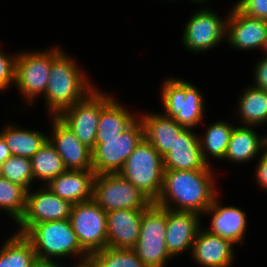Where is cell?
Segmentation results:
<instances>
[{"instance_id": "cell-1", "label": "cell", "mask_w": 267, "mask_h": 267, "mask_svg": "<svg viewBox=\"0 0 267 267\" xmlns=\"http://www.w3.org/2000/svg\"><path fill=\"white\" fill-rule=\"evenodd\" d=\"M215 176L213 169L164 170L161 192L154 203L202 216L219 195Z\"/></svg>"}, {"instance_id": "cell-2", "label": "cell", "mask_w": 267, "mask_h": 267, "mask_svg": "<svg viewBox=\"0 0 267 267\" xmlns=\"http://www.w3.org/2000/svg\"><path fill=\"white\" fill-rule=\"evenodd\" d=\"M86 74L72 55L58 45L52 46L51 70L43 95L49 116H58L96 88Z\"/></svg>"}, {"instance_id": "cell-3", "label": "cell", "mask_w": 267, "mask_h": 267, "mask_svg": "<svg viewBox=\"0 0 267 267\" xmlns=\"http://www.w3.org/2000/svg\"><path fill=\"white\" fill-rule=\"evenodd\" d=\"M24 235L39 260L59 262V259H81L89 255L81 247L70 219L34 224Z\"/></svg>"}, {"instance_id": "cell-4", "label": "cell", "mask_w": 267, "mask_h": 267, "mask_svg": "<svg viewBox=\"0 0 267 267\" xmlns=\"http://www.w3.org/2000/svg\"><path fill=\"white\" fill-rule=\"evenodd\" d=\"M161 103L167 117L185 128L201 126L205 117V99L198 86L178 77L165 78L161 83Z\"/></svg>"}, {"instance_id": "cell-5", "label": "cell", "mask_w": 267, "mask_h": 267, "mask_svg": "<svg viewBox=\"0 0 267 267\" xmlns=\"http://www.w3.org/2000/svg\"><path fill=\"white\" fill-rule=\"evenodd\" d=\"M153 203L161 192L164 166L159 152L143 139L118 172Z\"/></svg>"}, {"instance_id": "cell-6", "label": "cell", "mask_w": 267, "mask_h": 267, "mask_svg": "<svg viewBox=\"0 0 267 267\" xmlns=\"http://www.w3.org/2000/svg\"><path fill=\"white\" fill-rule=\"evenodd\" d=\"M167 208L152 203L143 211L139 239L134 247L147 267H166L173 258L166 246Z\"/></svg>"}, {"instance_id": "cell-7", "label": "cell", "mask_w": 267, "mask_h": 267, "mask_svg": "<svg viewBox=\"0 0 267 267\" xmlns=\"http://www.w3.org/2000/svg\"><path fill=\"white\" fill-rule=\"evenodd\" d=\"M143 139L144 129L139 117L116 137L96 139L92 150V167L95 175L118 173Z\"/></svg>"}, {"instance_id": "cell-8", "label": "cell", "mask_w": 267, "mask_h": 267, "mask_svg": "<svg viewBox=\"0 0 267 267\" xmlns=\"http://www.w3.org/2000/svg\"><path fill=\"white\" fill-rule=\"evenodd\" d=\"M16 53L15 86L31 107L46 91L52 64V47L48 50H22Z\"/></svg>"}, {"instance_id": "cell-9", "label": "cell", "mask_w": 267, "mask_h": 267, "mask_svg": "<svg viewBox=\"0 0 267 267\" xmlns=\"http://www.w3.org/2000/svg\"><path fill=\"white\" fill-rule=\"evenodd\" d=\"M93 200L105 211L147 209L153 202L119 173L95 175Z\"/></svg>"}, {"instance_id": "cell-10", "label": "cell", "mask_w": 267, "mask_h": 267, "mask_svg": "<svg viewBox=\"0 0 267 267\" xmlns=\"http://www.w3.org/2000/svg\"><path fill=\"white\" fill-rule=\"evenodd\" d=\"M103 91L96 86L84 99L66 108L57 116L91 150L95 147L102 108L114 97Z\"/></svg>"}, {"instance_id": "cell-11", "label": "cell", "mask_w": 267, "mask_h": 267, "mask_svg": "<svg viewBox=\"0 0 267 267\" xmlns=\"http://www.w3.org/2000/svg\"><path fill=\"white\" fill-rule=\"evenodd\" d=\"M199 8L194 11L190 19L185 24L181 43L186 51L191 53H202L211 51L222 41H226V23L228 13L225 18H221L218 13L209 7Z\"/></svg>"}, {"instance_id": "cell-12", "label": "cell", "mask_w": 267, "mask_h": 267, "mask_svg": "<svg viewBox=\"0 0 267 267\" xmlns=\"http://www.w3.org/2000/svg\"><path fill=\"white\" fill-rule=\"evenodd\" d=\"M70 221L89 255L107 247V214L93 199L72 205Z\"/></svg>"}, {"instance_id": "cell-13", "label": "cell", "mask_w": 267, "mask_h": 267, "mask_svg": "<svg viewBox=\"0 0 267 267\" xmlns=\"http://www.w3.org/2000/svg\"><path fill=\"white\" fill-rule=\"evenodd\" d=\"M72 205L60 198L46 185L27 191L26 210L16 224V232L25 234L34 224L70 219Z\"/></svg>"}, {"instance_id": "cell-14", "label": "cell", "mask_w": 267, "mask_h": 267, "mask_svg": "<svg viewBox=\"0 0 267 267\" xmlns=\"http://www.w3.org/2000/svg\"><path fill=\"white\" fill-rule=\"evenodd\" d=\"M228 11L226 43L238 51L262 50L267 37V21L249 17L236 6Z\"/></svg>"}, {"instance_id": "cell-15", "label": "cell", "mask_w": 267, "mask_h": 267, "mask_svg": "<svg viewBox=\"0 0 267 267\" xmlns=\"http://www.w3.org/2000/svg\"><path fill=\"white\" fill-rule=\"evenodd\" d=\"M48 140L62 158L66 170H93L92 150L84 145L57 116H50Z\"/></svg>"}, {"instance_id": "cell-16", "label": "cell", "mask_w": 267, "mask_h": 267, "mask_svg": "<svg viewBox=\"0 0 267 267\" xmlns=\"http://www.w3.org/2000/svg\"><path fill=\"white\" fill-rule=\"evenodd\" d=\"M201 215L190 211L167 208L166 246L172 258H177L192 249L199 229L202 227Z\"/></svg>"}, {"instance_id": "cell-17", "label": "cell", "mask_w": 267, "mask_h": 267, "mask_svg": "<svg viewBox=\"0 0 267 267\" xmlns=\"http://www.w3.org/2000/svg\"><path fill=\"white\" fill-rule=\"evenodd\" d=\"M219 195L213 200L211 206L204 212L205 216H212L210 225L204 229L214 235L227 239L232 243L244 244L245 231H247V213L240 207L226 206Z\"/></svg>"}, {"instance_id": "cell-18", "label": "cell", "mask_w": 267, "mask_h": 267, "mask_svg": "<svg viewBox=\"0 0 267 267\" xmlns=\"http://www.w3.org/2000/svg\"><path fill=\"white\" fill-rule=\"evenodd\" d=\"M235 244L201 227L191 249L193 260L201 267H232Z\"/></svg>"}, {"instance_id": "cell-19", "label": "cell", "mask_w": 267, "mask_h": 267, "mask_svg": "<svg viewBox=\"0 0 267 267\" xmlns=\"http://www.w3.org/2000/svg\"><path fill=\"white\" fill-rule=\"evenodd\" d=\"M145 209H121L106 212L107 246L115 249H134L139 239Z\"/></svg>"}, {"instance_id": "cell-20", "label": "cell", "mask_w": 267, "mask_h": 267, "mask_svg": "<svg viewBox=\"0 0 267 267\" xmlns=\"http://www.w3.org/2000/svg\"><path fill=\"white\" fill-rule=\"evenodd\" d=\"M194 130L185 128L177 136L172 150L163 157L164 170L212 169L203 159L199 135Z\"/></svg>"}, {"instance_id": "cell-21", "label": "cell", "mask_w": 267, "mask_h": 267, "mask_svg": "<svg viewBox=\"0 0 267 267\" xmlns=\"http://www.w3.org/2000/svg\"><path fill=\"white\" fill-rule=\"evenodd\" d=\"M143 129L144 139L150 143L163 158L176 143L177 136L185 129L173 118L164 113H138Z\"/></svg>"}, {"instance_id": "cell-22", "label": "cell", "mask_w": 267, "mask_h": 267, "mask_svg": "<svg viewBox=\"0 0 267 267\" xmlns=\"http://www.w3.org/2000/svg\"><path fill=\"white\" fill-rule=\"evenodd\" d=\"M94 170H65L46 186L60 198L76 204L93 199Z\"/></svg>"}, {"instance_id": "cell-23", "label": "cell", "mask_w": 267, "mask_h": 267, "mask_svg": "<svg viewBox=\"0 0 267 267\" xmlns=\"http://www.w3.org/2000/svg\"><path fill=\"white\" fill-rule=\"evenodd\" d=\"M230 136L229 144L226 150V155L223 160L226 162L248 163L252 159H256L267 147V134L261 136L255 131L254 127L248 125L235 124Z\"/></svg>"}, {"instance_id": "cell-24", "label": "cell", "mask_w": 267, "mask_h": 267, "mask_svg": "<svg viewBox=\"0 0 267 267\" xmlns=\"http://www.w3.org/2000/svg\"><path fill=\"white\" fill-rule=\"evenodd\" d=\"M0 135L9 147L12 156H21L31 159L34 154L48 140V134L39 130L19 128L17 124L6 123L0 130Z\"/></svg>"}, {"instance_id": "cell-25", "label": "cell", "mask_w": 267, "mask_h": 267, "mask_svg": "<svg viewBox=\"0 0 267 267\" xmlns=\"http://www.w3.org/2000/svg\"><path fill=\"white\" fill-rule=\"evenodd\" d=\"M240 125L262 126L267 122V91L249 85L243 89L237 102ZM239 115V116H238ZM241 121V122H240Z\"/></svg>"}, {"instance_id": "cell-26", "label": "cell", "mask_w": 267, "mask_h": 267, "mask_svg": "<svg viewBox=\"0 0 267 267\" xmlns=\"http://www.w3.org/2000/svg\"><path fill=\"white\" fill-rule=\"evenodd\" d=\"M115 96L102 108L96 139H111L121 134L138 117L121 105Z\"/></svg>"}, {"instance_id": "cell-27", "label": "cell", "mask_w": 267, "mask_h": 267, "mask_svg": "<svg viewBox=\"0 0 267 267\" xmlns=\"http://www.w3.org/2000/svg\"><path fill=\"white\" fill-rule=\"evenodd\" d=\"M233 128L232 123L218 120L206 128L203 136L199 135L202 156L208 165L212 166V157L217 160L224 159Z\"/></svg>"}, {"instance_id": "cell-28", "label": "cell", "mask_w": 267, "mask_h": 267, "mask_svg": "<svg viewBox=\"0 0 267 267\" xmlns=\"http://www.w3.org/2000/svg\"><path fill=\"white\" fill-rule=\"evenodd\" d=\"M37 255L30 240L15 232L0 248V267H32Z\"/></svg>"}, {"instance_id": "cell-29", "label": "cell", "mask_w": 267, "mask_h": 267, "mask_svg": "<svg viewBox=\"0 0 267 267\" xmlns=\"http://www.w3.org/2000/svg\"><path fill=\"white\" fill-rule=\"evenodd\" d=\"M31 165L34 181H41L40 185L48 184L66 170L62 158L49 140L31 158Z\"/></svg>"}, {"instance_id": "cell-30", "label": "cell", "mask_w": 267, "mask_h": 267, "mask_svg": "<svg viewBox=\"0 0 267 267\" xmlns=\"http://www.w3.org/2000/svg\"><path fill=\"white\" fill-rule=\"evenodd\" d=\"M27 190L0 176V211L5 212L15 225L26 210Z\"/></svg>"}, {"instance_id": "cell-31", "label": "cell", "mask_w": 267, "mask_h": 267, "mask_svg": "<svg viewBox=\"0 0 267 267\" xmlns=\"http://www.w3.org/2000/svg\"><path fill=\"white\" fill-rule=\"evenodd\" d=\"M99 267H147L133 249L105 247L91 255Z\"/></svg>"}, {"instance_id": "cell-32", "label": "cell", "mask_w": 267, "mask_h": 267, "mask_svg": "<svg viewBox=\"0 0 267 267\" xmlns=\"http://www.w3.org/2000/svg\"><path fill=\"white\" fill-rule=\"evenodd\" d=\"M0 176L21 185L29 191L33 187L32 183H34L31 159L11 155L3 162Z\"/></svg>"}, {"instance_id": "cell-33", "label": "cell", "mask_w": 267, "mask_h": 267, "mask_svg": "<svg viewBox=\"0 0 267 267\" xmlns=\"http://www.w3.org/2000/svg\"><path fill=\"white\" fill-rule=\"evenodd\" d=\"M0 46V92L15 85L17 54L8 55ZM11 86V87H10Z\"/></svg>"}, {"instance_id": "cell-34", "label": "cell", "mask_w": 267, "mask_h": 267, "mask_svg": "<svg viewBox=\"0 0 267 267\" xmlns=\"http://www.w3.org/2000/svg\"><path fill=\"white\" fill-rule=\"evenodd\" d=\"M236 7L249 17L267 21V0H242Z\"/></svg>"}, {"instance_id": "cell-35", "label": "cell", "mask_w": 267, "mask_h": 267, "mask_svg": "<svg viewBox=\"0 0 267 267\" xmlns=\"http://www.w3.org/2000/svg\"><path fill=\"white\" fill-rule=\"evenodd\" d=\"M255 65L252 71L254 72L252 85L267 91V57L262 56Z\"/></svg>"}, {"instance_id": "cell-36", "label": "cell", "mask_w": 267, "mask_h": 267, "mask_svg": "<svg viewBox=\"0 0 267 267\" xmlns=\"http://www.w3.org/2000/svg\"><path fill=\"white\" fill-rule=\"evenodd\" d=\"M260 159L255 168L256 186H260L263 190H267V147L260 154Z\"/></svg>"}, {"instance_id": "cell-37", "label": "cell", "mask_w": 267, "mask_h": 267, "mask_svg": "<svg viewBox=\"0 0 267 267\" xmlns=\"http://www.w3.org/2000/svg\"><path fill=\"white\" fill-rule=\"evenodd\" d=\"M75 262V265H73L72 267H99V265L91 255H88L87 257L81 259H77V261ZM60 267L67 266H64L62 263H60Z\"/></svg>"}, {"instance_id": "cell-38", "label": "cell", "mask_w": 267, "mask_h": 267, "mask_svg": "<svg viewBox=\"0 0 267 267\" xmlns=\"http://www.w3.org/2000/svg\"><path fill=\"white\" fill-rule=\"evenodd\" d=\"M10 156L11 153L9 151V147L6 145L5 141L0 135V172L3 166V162H5Z\"/></svg>"}, {"instance_id": "cell-39", "label": "cell", "mask_w": 267, "mask_h": 267, "mask_svg": "<svg viewBox=\"0 0 267 267\" xmlns=\"http://www.w3.org/2000/svg\"><path fill=\"white\" fill-rule=\"evenodd\" d=\"M32 267H60V262L37 259Z\"/></svg>"}, {"instance_id": "cell-40", "label": "cell", "mask_w": 267, "mask_h": 267, "mask_svg": "<svg viewBox=\"0 0 267 267\" xmlns=\"http://www.w3.org/2000/svg\"><path fill=\"white\" fill-rule=\"evenodd\" d=\"M262 50H263V52L265 51V52H264L265 55H263V56L267 57V37H266V39H265V43H264V45H263Z\"/></svg>"}, {"instance_id": "cell-41", "label": "cell", "mask_w": 267, "mask_h": 267, "mask_svg": "<svg viewBox=\"0 0 267 267\" xmlns=\"http://www.w3.org/2000/svg\"><path fill=\"white\" fill-rule=\"evenodd\" d=\"M189 1H191V2H194V4L196 3V4H201L202 6L205 4V0H189Z\"/></svg>"}, {"instance_id": "cell-42", "label": "cell", "mask_w": 267, "mask_h": 267, "mask_svg": "<svg viewBox=\"0 0 267 267\" xmlns=\"http://www.w3.org/2000/svg\"><path fill=\"white\" fill-rule=\"evenodd\" d=\"M242 0H237V2L233 6H237Z\"/></svg>"}]
</instances>
